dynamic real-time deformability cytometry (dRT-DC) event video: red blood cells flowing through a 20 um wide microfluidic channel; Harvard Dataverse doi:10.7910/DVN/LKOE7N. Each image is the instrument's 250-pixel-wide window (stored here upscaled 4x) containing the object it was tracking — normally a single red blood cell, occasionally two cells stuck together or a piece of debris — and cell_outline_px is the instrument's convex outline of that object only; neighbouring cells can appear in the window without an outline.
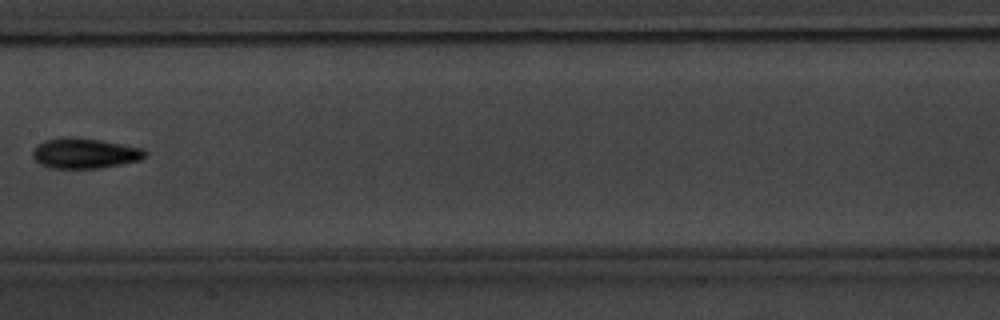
{"species": "common noctule bat (a hibernating species)", "species_latin": "Nyctalus noctula", "temperature_condition": "warm", "stored_images_in_passage": 5, "camera_frame_rate_fps": 3000, "um_per_image_px": 0.085, "animal": {"sex": "male", "body_mass_g": 20.1, "forearm_length_mm": 53.5}, "frame": {"image": 1, "passage_image": 4, "time_ms": 3.667, "image_size_px": [1000, 320], "cell_outline_px": [[148, 156], [140, 160], [100, 168], [52, 168], [40, 164], [32, 156], [32, 152], [36, 144], [44, 140], [64, 136], [72, 136], [144, 148], [148, 152]], "centroid_in_image_um": [7.19, 13.02], "position_along_channel_um": 200.2, "area_um2": 19.94}}